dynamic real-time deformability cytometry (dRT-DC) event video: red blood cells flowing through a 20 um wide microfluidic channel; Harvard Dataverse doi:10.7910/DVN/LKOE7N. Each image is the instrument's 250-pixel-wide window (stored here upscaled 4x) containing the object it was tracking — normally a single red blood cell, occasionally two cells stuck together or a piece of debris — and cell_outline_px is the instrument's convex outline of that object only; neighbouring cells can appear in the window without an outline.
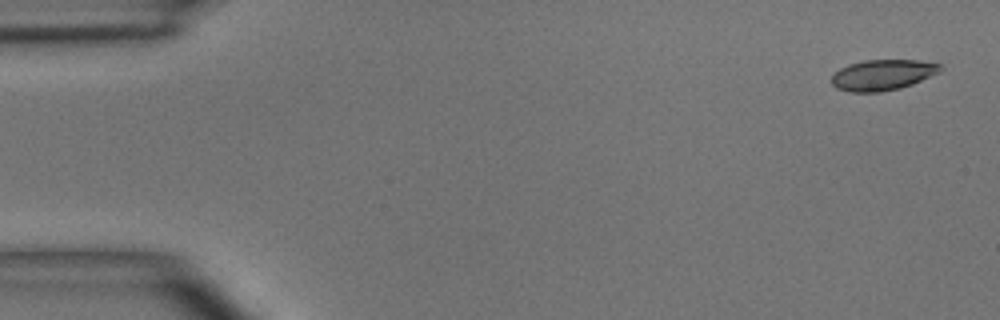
{"species": "common noctule bat (a hibernating species)", "species_latin": "Nyctalus noctula", "temperature_condition": "room temperature", "stored_images_in_passage": 4, "camera_frame_rate_fps": 3000, "um_per_image_px": 0.085, "animal": {"sex": "male", "body_mass_g": 15.6}, "frame": {"image": 1, "passage_image": 1, "time_ms": 0.0, "image_size_px": [1000, 320], "cell_outline_px": [[944, 68], [940, 72], [912, 84], [900, 88], [880, 92], [848, 92], [836, 88], [832, 84], [832, 76], [840, 68], [848, 64], [864, 60], [916, 60], [940, 64]], "centroid_in_image_um": [75.02, 6.37], "position_along_channel_um": 10.0, "area_um2": 19.48}}